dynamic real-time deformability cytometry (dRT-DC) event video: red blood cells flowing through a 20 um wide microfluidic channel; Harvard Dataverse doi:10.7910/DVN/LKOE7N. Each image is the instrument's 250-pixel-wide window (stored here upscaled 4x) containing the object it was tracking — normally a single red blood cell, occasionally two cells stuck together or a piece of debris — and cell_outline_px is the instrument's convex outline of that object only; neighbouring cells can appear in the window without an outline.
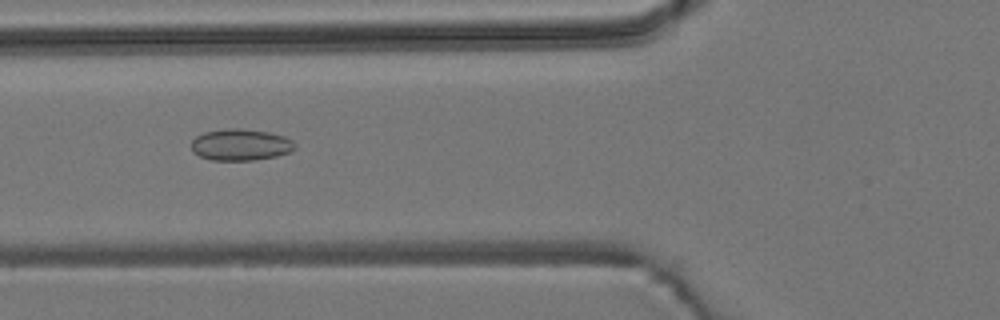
{"species": "common noctule bat (a hibernating species)", "species_latin": "Nyctalus noctula", "temperature_condition": "room temperature", "stored_images_in_passage": 52, "camera_frame_rate_fps": 3000, "um_per_image_px": 0.085, "animal": {"sex": "male", "body_mass_g": 19.2, "forearm_length_mm": 51.8}, "frame": {"image": 1, "passage_image": 20, "time_ms": 6.333, "image_size_px": [1000, 320], "cell_outline_px": [[296, 148], [292, 152], [276, 156], [252, 160], [212, 160], [200, 156], [192, 152], [192, 140], [196, 136], [204, 132], [224, 128], [240, 128], [268, 132], [284, 136], [292, 140], [296, 144]], "centroid_in_image_um": [20.46, 12.3], "position_along_channel_um": 105.3, "area_um2": 19.19}}
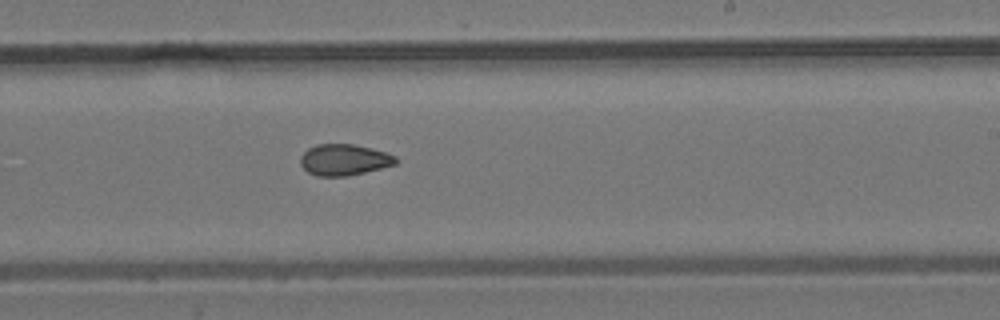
{"frame": {"image": 2, "passage_image": 32, "time_ms": 10.333, "image_size_px": [1000, 320], "cell_outline_px": [[400, 160], [396, 164], [348, 176], [316, 176], [308, 172], [300, 164], [300, 156], [308, 148], [316, 144], [352, 144], [372, 148], [396, 156]], "centroid_in_image_um": [29.24, 13.58], "position_along_channel_um": 259.8, "area_um2": 17.4}}
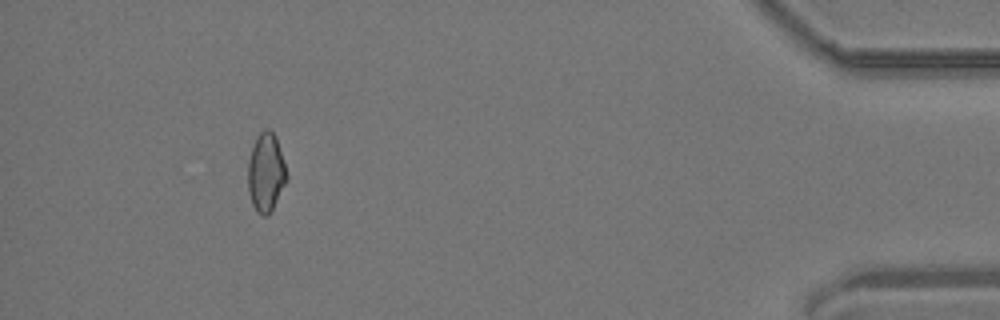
{"frame": {"image": 3, "passage_image": 49, "time_ms": 16.0, "image_size_px": [1000, 320], "cell_outline_px": [[288, 180], [268, 216], [264, 216], [256, 212], [252, 204], [248, 192], [248, 160], [256, 136], [264, 128], [268, 128], [276, 136], [288, 176]], "centroid_in_image_um": [22.6, 14.66], "position_along_channel_um": 412.6, "area_um2": 17.92}}